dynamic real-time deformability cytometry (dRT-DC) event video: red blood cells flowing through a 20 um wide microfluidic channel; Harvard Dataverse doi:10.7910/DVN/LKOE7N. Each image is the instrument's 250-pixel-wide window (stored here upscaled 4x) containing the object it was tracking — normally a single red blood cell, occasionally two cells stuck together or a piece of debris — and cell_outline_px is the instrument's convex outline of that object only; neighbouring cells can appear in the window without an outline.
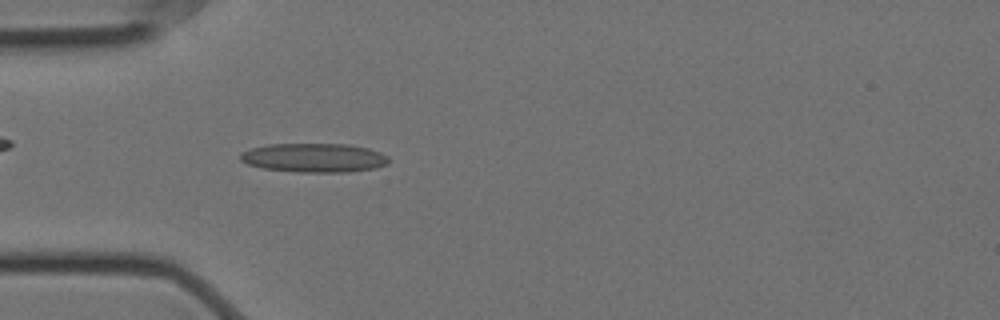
{"species": "Egyptian fruit bat (a non-hibernating species)", "species_latin": "Rousettus aegyptiacus", "temperature_condition": "cold", "stored_images_in_passage": 55, "camera_frame_rate_fps": 3000, "um_per_image_px": 0.085, "animal": {"sex": "female"}, "frame": {"image": 1, "passage_image": 15, "time_ms": 4.667, "image_size_px": [1000, 320], "cell_outline_px": [[388, 164], [376, 168], [348, 172], [296, 172], [264, 168], [248, 164], [240, 160], [240, 152], [252, 148], [268, 144], [348, 144], [368, 148], [380, 152], [388, 156]], "centroid_in_image_um": [26.71, 13.41], "position_along_channel_um": 58.3, "area_um2": 25.14}}
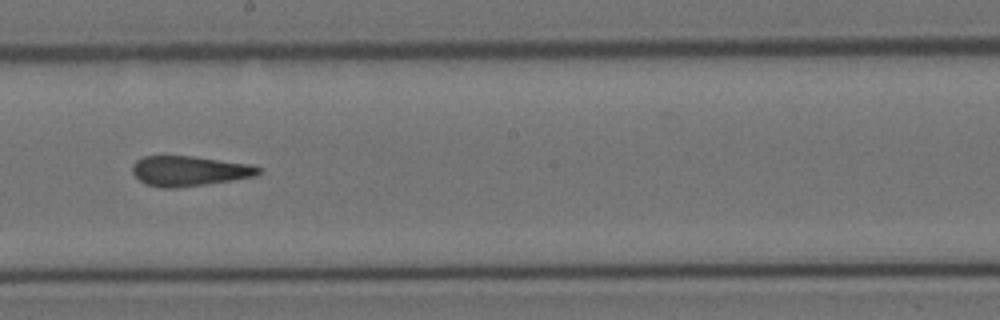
{"frame": {"image": 2, "passage_image": 30, "time_ms": 9.667, "image_size_px": [1000, 320], "cell_outline_px": [[264, 168], [256, 176], [232, 180], [176, 188], [160, 188], [144, 184], [132, 172], [132, 164], [136, 160], [144, 156], [192, 156], [252, 164]], "centroid_in_image_um": [16.09, 14.53], "position_along_channel_um": 232.1, "area_um2": 22.25}}
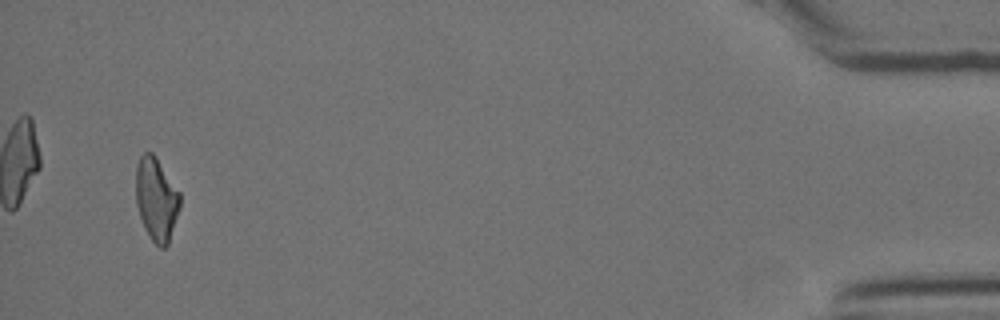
{"frame": {"image": 3, "passage_image": 53, "time_ms": 17.333, "image_size_px": [1000, 320], "cell_outline_px": [[180, 208], [168, 244], [164, 248], [160, 248], [152, 240], [144, 228], [136, 204], [136, 164], [140, 156], [144, 152], [152, 152], [156, 156], [180, 192]], "centroid_in_image_um": [13.29, 16.91], "position_along_channel_um": 421.9, "area_um2": 21.5}, "authors_computed_cell_mechanics": {"area_um2": 22.7154, "velocity_mm_per_s": 3.5274, "shape_relaxation_time_tau1_ms": null, "shape_relaxation_time_tau2_ms": 2.5137, "deformation_change_tau1": null, "deformation_change_tau2": 0.1231}}